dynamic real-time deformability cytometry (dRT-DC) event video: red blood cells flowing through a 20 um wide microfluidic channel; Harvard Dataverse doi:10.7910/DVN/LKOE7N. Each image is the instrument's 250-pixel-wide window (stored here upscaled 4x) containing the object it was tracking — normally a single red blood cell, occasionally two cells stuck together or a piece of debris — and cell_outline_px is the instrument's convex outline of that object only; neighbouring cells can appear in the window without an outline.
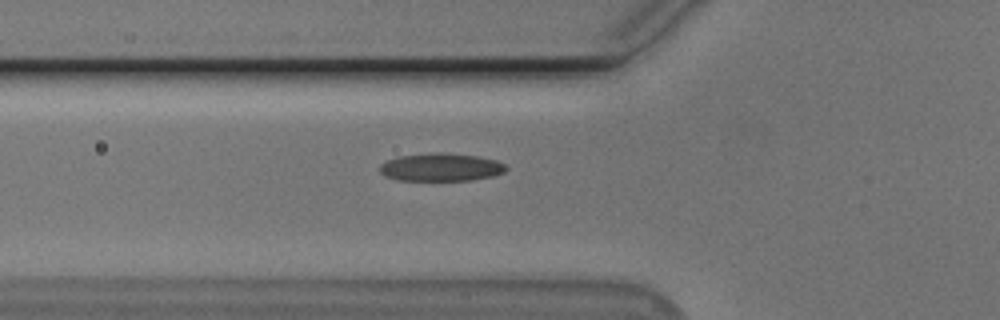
{"species": "Egyptian fruit bat (a non-hibernating species)", "species_latin": "Rousettus aegyptiacus", "temperature_condition": "cold", "stored_images_in_passage": 36, "camera_frame_rate_fps": 3000, "um_per_image_px": 0.085, "animal": {"sex": "male"}, "frame": {"image": 1, "passage_image": 10, "time_ms": 3.0, "image_size_px": [1000, 320], "cell_outline_px": [[508, 168], [504, 172], [492, 176], [472, 180], [396, 180], [380, 172], [380, 164], [388, 160], [400, 156], [440, 152], [476, 156], [496, 160], [504, 164]], "centroid_in_image_um": [37.5, 14.21], "position_along_channel_um": 88.3, "area_um2": 20.29}}
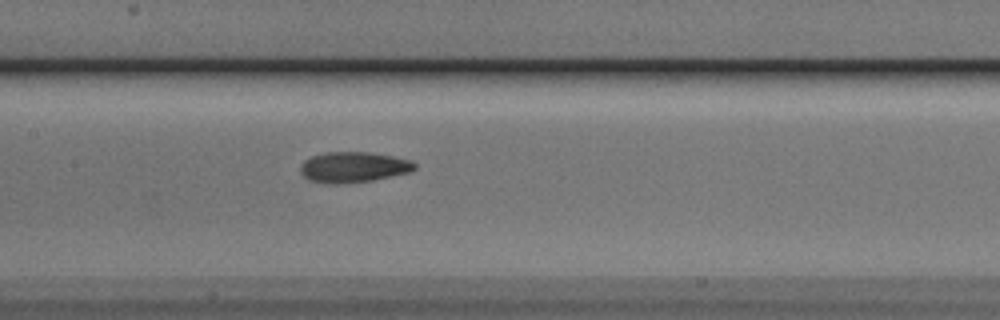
{"frame": {"image": 2, "passage_image": 17, "time_ms": 5.333, "image_size_px": [1000, 320], "cell_outline_px": [[416, 168], [412, 172], [372, 180], [336, 184], [328, 184], [308, 180], [300, 172], [300, 164], [304, 160], [312, 156], [324, 152], [368, 152], [392, 156], [412, 160], [416, 164]], "centroid_in_image_um": [30.03, 14.2], "position_along_channel_um": 177.4, "area_um2": 20.52}}
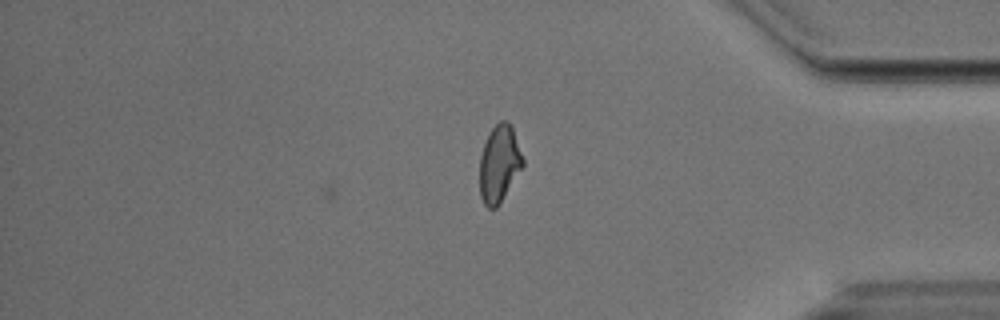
{"frame": {"image": 3, "passage_image": 36, "time_ms": 11.667, "image_size_px": [1000, 320], "cell_outline_px": [[524, 164], [496, 208], [488, 208], [484, 204], [480, 196], [480, 156], [484, 144], [492, 128], [500, 120], [508, 120], [512, 124], [524, 160]], "centroid_in_image_um": [42.44, 13.88], "position_along_channel_um": 392.8, "area_um2": 19.25}, "authors_computed_cell_mechanics": {"area_um2": 19.652, "velocity_mm_per_s": 3.7908, "shape_relaxation_time_tau1_ms": 7.3502, "shape_relaxation_time_tau2_ms": 2.4403, "deformation_change_tau1": 0.205, "deformation_change_tau2": 0.0979}}